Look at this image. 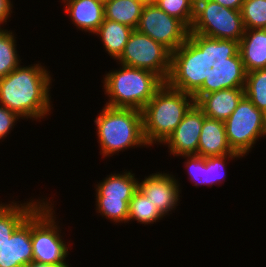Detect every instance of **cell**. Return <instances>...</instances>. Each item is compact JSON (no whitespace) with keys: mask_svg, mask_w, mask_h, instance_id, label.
I'll use <instances>...</instances> for the list:
<instances>
[{"mask_svg":"<svg viewBox=\"0 0 266 267\" xmlns=\"http://www.w3.org/2000/svg\"><path fill=\"white\" fill-rule=\"evenodd\" d=\"M202 110L194 103L186 112L180 124L163 142L168 144L173 155H197L198 143L204 118Z\"/></svg>","mask_w":266,"mask_h":267,"instance_id":"4fadbf2b","label":"cell"},{"mask_svg":"<svg viewBox=\"0 0 266 267\" xmlns=\"http://www.w3.org/2000/svg\"><path fill=\"white\" fill-rule=\"evenodd\" d=\"M188 157L187 165L188 173L191 180H195V186L204 185L206 182V158L198 155H184Z\"/></svg>","mask_w":266,"mask_h":267,"instance_id":"4316f807","label":"cell"},{"mask_svg":"<svg viewBox=\"0 0 266 267\" xmlns=\"http://www.w3.org/2000/svg\"><path fill=\"white\" fill-rule=\"evenodd\" d=\"M164 83L153 72L122 65V69L105 76L104 88L110 97L105 105L142 111Z\"/></svg>","mask_w":266,"mask_h":267,"instance_id":"5b68a950","label":"cell"},{"mask_svg":"<svg viewBox=\"0 0 266 267\" xmlns=\"http://www.w3.org/2000/svg\"><path fill=\"white\" fill-rule=\"evenodd\" d=\"M20 117L0 104V139L2 140L3 137H6L8 135L7 133L10 132V129L12 130V126L14 123L19 119Z\"/></svg>","mask_w":266,"mask_h":267,"instance_id":"83f0119b","label":"cell"},{"mask_svg":"<svg viewBox=\"0 0 266 267\" xmlns=\"http://www.w3.org/2000/svg\"><path fill=\"white\" fill-rule=\"evenodd\" d=\"M189 32L197 61L219 63L240 42L245 27L240 10L212 0H195Z\"/></svg>","mask_w":266,"mask_h":267,"instance_id":"6da1fadb","label":"cell"},{"mask_svg":"<svg viewBox=\"0 0 266 267\" xmlns=\"http://www.w3.org/2000/svg\"><path fill=\"white\" fill-rule=\"evenodd\" d=\"M96 1L102 3L103 5H105L109 0H96Z\"/></svg>","mask_w":266,"mask_h":267,"instance_id":"d6a6232c","label":"cell"},{"mask_svg":"<svg viewBox=\"0 0 266 267\" xmlns=\"http://www.w3.org/2000/svg\"><path fill=\"white\" fill-rule=\"evenodd\" d=\"M172 175L155 173L138 183V188L165 216L179 201V184Z\"/></svg>","mask_w":266,"mask_h":267,"instance_id":"5bb4252c","label":"cell"},{"mask_svg":"<svg viewBox=\"0 0 266 267\" xmlns=\"http://www.w3.org/2000/svg\"><path fill=\"white\" fill-rule=\"evenodd\" d=\"M39 204V205H38ZM43 202L0 204V255L12 233L41 205Z\"/></svg>","mask_w":266,"mask_h":267,"instance_id":"ac0fdd59","label":"cell"},{"mask_svg":"<svg viewBox=\"0 0 266 267\" xmlns=\"http://www.w3.org/2000/svg\"><path fill=\"white\" fill-rule=\"evenodd\" d=\"M224 126L232 151L245 156L255 141L266 135V115L244 96Z\"/></svg>","mask_w":266,"mask_h":267,"instance_id":"30bf717a","label":"cell"},{"mask_svg":"<svg viewBox=\"0 0 266 267\" xmlns=\"http://www.w3.org/2000/svg\"><path fill=\"white\" fill-rule=\"evenodd\" d=\"M219 64L236 77L266 68V29H245L240 42Z\"/></svg>","mask_w":266,"mask_h":267,"instance_id":"7c38bea8","label":"cell"},{"mask_svg":"<svg viewBox=\"0 0 266 267\" xmlns=\"http://www.w3.org/2000/svg\"><path fill=\"white\" fill-rule=\"evenodd\" d=\"M131 172L111 174L96 188V206L101 215L114 222H127L129 202L138 189V181Z\"/></svg>","mask_w":266,"mask_h":267,"instance_id":"8fae6325","label":"cell"},{"mask_svg":"<svg viewBox=\"0 0 266 267\" xmlns=\"http://www.w3.org/2000/svg\"><path fill=\"white\" fill-rule=\"evenodd\" d=\"M117 60L121 65L153 72L165 83L183 77L187 68L168 48L137 30H133Z\"/></svg>","mask_w":266,"mask_h":267,"instance_id":"52a82bcc","label":"cell"},{"mask_svg":"<svg viewBox=\"0 0 266 267\" xmlns=\"http://www.w3.org/2000/svg\"><path fill=\"white\" fill-rule=\"evenodd\" d=\"M143 6L138 0H109L104 5L105 19L116 21L136 30Z\"/></svg>","mask_w":266,"mask_h":267,"instance_id":"ffe728a7","label":"cell"},{"mask_svg":"<svg viewBox=\"0 0 266 267\" xmlns=\"http://www.w3.org/2000/svg\"><path fill=\"white\" fill-rule=\"evenodd\" d=\"M63 1L67 3L65 12L79 29L94 34L105 19L104 5L96 0Z\"/></svg>","mask_w":266,"mask_h":267,"instance_id":"e0dca14e","label":"cell"},{"mask_svg":"<svg viewBox=\"0 0 266 267\" xmlns=\"http://www.w3.org/2000/svg\"><path fill=\"white\" fill-rule=\"evenodd\" d=\"M13 33L8 30L0 32V79L7 76L19 66L16 51V40Z\"/></svg>","mask_w":266,"mask_h":267,"instance_id":"603a6c76","label":"cell"},{"mask_svg":"<svg viewBox=\"0 0 266 267\" xmlns=\"http://www.w3.org/2000/svg\"><path fill=\"white\" fill-rule=\"evenodd\" d=\"M103 156L148 145L143 133L142 111L131 108L105 106L94 120Z\"/></svg>","mask_w":266,"mask_h":267,"instance_id":"ba28073f","label":"cell"},{"mask_svg":"<svg viewBox=\"0 0 266 267\" xmlns=\"http://www.w3.org/2000/svg\"><path fill=\"white\" fill-rule=\"evenodd\" d=\"M194 103V89L185 75L164 83L142 110L146 143H163Z\"/></svg>","mask_w":266,"mask_h":267,"instance_id":"3957f363","label":"cell"},{"mask_svg":"<svg viewBox=\"0 0 266 267\" xmlns=\"http://www.w3.org/2000/svg\"><path fill=\"white\" fill-rule=\"evenodd\" d=\"M163 216L156 205L152 204L139 188L134 192L129 202L127 221L136 220L142 224H150L160 220Z\"/></svg>","mask_w":266,"mask_h":267,"instance_id":"7402d4cb","label":"cell"},{"mask_svg":"<svg viewBox=\"0 0 266 267\" xmlns=\"http://www.w3.org/2000/svg\"><path fill=\"white\" fill-rule=\"evenodd\" d=\"M52 207L43 201L31 214V241L33 261L62 265L67 257L68 247L61 239L59 227L55 224Z\"/></svg>","mask_w":266,"mask_h":267,"instance_id":"9c48e42d","label":"cell"},{"mask_svg":"<svg viewBox=\"0 0 266 267\" xmlns=\"http://www.w3.org/2000/svg\"><path fill=\"white\" fill-rule=\"evenodd\" d=\"M240 12L245 29H266V0H244Z\"/></svg>","mask_w":266,"mask_h":267,"instance_id":"cb8c5ba5","label":"cell"},{"mask_svg":"<svg viewBox=\"0 0 266 267\" xmlns=\"http://www.w3.org/2000/svg\"><path fill=\"white\" fill-rule=\"evenodd\" d=\"M157 6L168 15L181 20L189 29L195 13V0H155Z\"/></svg>","mask_w":266,"mask_h":267,"instance_id":"d4e9b609","label":"cell"},{"mask_svg":"<svg viewBox=\"0 0 266 267\" xmlns=\"http://www.w3.org/2000/svg\"><path fill=\"white\" fill-rule=\"evenodd\" d=\"M195 104L206 117L225 122L245 96L239 77L228 73L219 63H198L186 68Z\"/></svg>","mask_w":266,"mask_h":267,"instance_id":"7a4b0ae2","label":"cell"},{"mask_svg":"<svg viewBox=\"0 0 266 267\" xmlns=\"http://www.w3.org/2000/svg\"><path fill=\"white\" fill-rule=\"evenodd\" d=\"M227 138L224 122L209 117L204 118L198 143V156L207 158L232 154Z\"/></svg>","mask_w":266,"mask_h":267,"instance_id":"2e32d148","label":"cell"},{"mask_svg":"<svg viewBox=\"0 0 266 267\" xmlns=\"http://www.w3.org/2000/svg\"><path fill=\"white\" fill-rule=\"evenodd\" d=\"M242 157L236 152L232 154H226L223 156H214L206 158V182L205 185H214L215 183L222 181L225 175V161L227 158ZM224 172V173H223ZM214 183V184H213Z\"/></svg>","mask_w":266,"mask_h":267,"instance_id":"484cf974","label":"cell"},{"mask_svg":"<svg viewBox=\"0 0 266 267\" xmlns=\"http://www.w3.org/2000/svg\"><path fill=\"white\" fill-rule=\"evenodd\" d=\"M25 267H69V266L66 264V262L62 265H50V264L32 261L29 264H27Z\"/></svg>","mask_w":266,"mask_h":267,"instance_id":"4dcf8cb0","label":"cell"},{"mask_svg":"<svg viewBox=\"0 0 266 267\" xmlns=\"http://www.w3.org/2000/svg\"><path fill=\"white\" fill-rule=\"evenodd\" d=\"M212 1L217 2L222 6L233 10H241L242 4L244 2V0H212Z\"/></svg>","mask_w":266,"mask_h":267,"instance_id":"f546056e","label":"cell"},{"mask_svg":"<svg viewBox=\"0 0 266 267\" xmlns=\"http://www.w3.org/2000/svg\"><path fill=\"white\" fill-rule=\"evenodd\" d=\"M133 28L127 25L104 19L98 30L94 34H99L103 45L114 59H118L124 51Z\"/></svg>","mask_w":266,"mask_h":267,"instance_id":"d6986e66","label":"cell"},{"mask_svg":"<svg viewBox=\"0 0 266 267\" xmlns=\"http://www.w3.org/2000/svg\"><path fill=\"white\" fill-rule=\"evenodd\" d=\"M245 96L266 115V68L242 74Z\"/></svg>","mask_w":266,"mask_h":267,"instance_id":"44dd1931","label":"cell"},{"mask_svg":"<svg viewBox=\"0 0 266 267\" xmlns=\"http://www.w3.org/2000/svg\"><path fill=\"white\" fill-rule=\"evenodd\" d=\"M33 261L31 215L12 233L0 255V267H25Z\"/></svg>","mask_w":266,"mask_h":267,"instance_id":"9a60e30c","label":"cell"},{"mask_svg":"<svg viewBox=\"0 0 266 267\" xmlns=\"http://www.w3.org/2000/svg\"><path fill=\"white\" fill-rule=\"evenodd\" d=\"M136 30L168 48L187 68L198 64L189 28L156 3L144 5Z\"/></svg>","mask_w":266,"mask_h":267,"instance_id":"8992f818","label":"cell"},{"mask_svg":"<svg viewBox=\"0 0 266 267\" xmlns=\"http://www.w3.org/2000/svg\"><path fill=\"white\" fill-rule=\"evenodd\" d=\"M11 5L10 0H0V24L7 22L10 12H12Z\"/></svg>","mask_w":266,"mask_h":267,"instance_id":"f1b7e54d","label":"cell"},{"mask_svg":"<svg viewBox=\"0 0 266 267\" xmlns=\"http://www.w3.org/2000/svg\"><path fill=\"white\" fill-rule=\"evenodd\" d=\"M141 2L143 5H149V4H154L155 0H138Z\"/></svg>","mask_w":266,"mask_h":267,"instance_id":"1f68e13d","label":"cell"},{"mask_svg":"<svg viewBox=\"0 0 266 267\" xmlns=\"http://www.w3.org/2000/svg\"><path fill=\"white\" fill-rule=\"evenodd\" d=\"M45 68L20 67L0 79V104L24 118H43L49 114L51 76Z\"/></svg>","mask_w":266,"mask_h":267,"instance_id":"277c9868","label":"cell"}]
</instances>
